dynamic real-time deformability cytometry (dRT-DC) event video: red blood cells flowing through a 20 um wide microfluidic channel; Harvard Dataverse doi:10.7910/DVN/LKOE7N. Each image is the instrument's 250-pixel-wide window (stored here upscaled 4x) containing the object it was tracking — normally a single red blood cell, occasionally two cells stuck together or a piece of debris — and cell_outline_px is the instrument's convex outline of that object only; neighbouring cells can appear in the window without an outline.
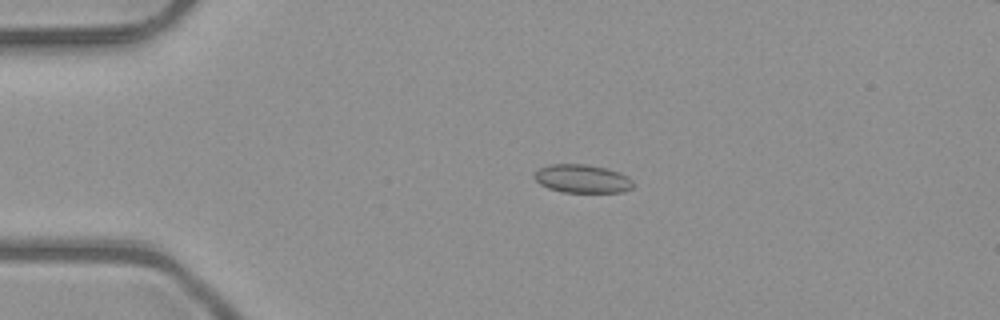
{"species": "common noctule bat (a hibernating species)", "species_latin": "Nyctalus noctula", "temperature_condition": "room temperature", "stored_images_in_passage": 51, "camera_frame_rate_fps": 3000, "um_per_image_px": 0.085, "animal": {"sex": "male", "body_mass_g": 23.1, "forearm_length_mm": 52.7}, "frame": {"image": 1, "passage_image": 11, "time_ms": 3.333, "image_size_px": [1000, 320], "cell_outline_px": [[632, 188], [624, 192], [564, 192], [548, 188], [540, 184], [532, 176], [532, 172], [548, 164], [588, 164], [620, 172], [628, 176], [632, 180]], "centroid_in_image_um": [49.46, 15.18], "position_along_channel_um": 35.5, "area_um2": 16.47}}
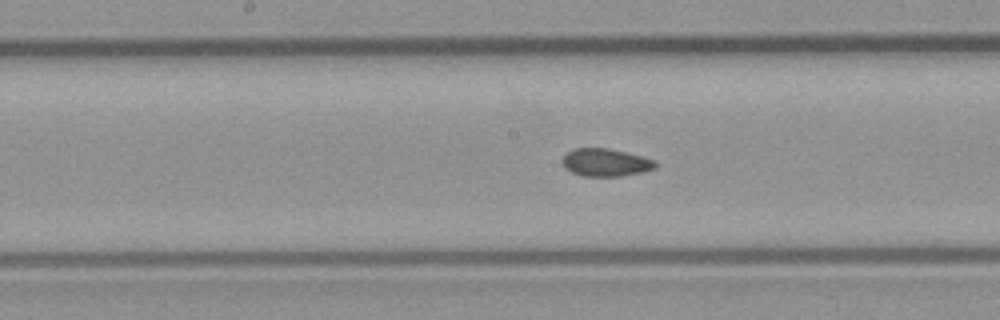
{"frame": {"image": 2, "passage_image": 26, "time_ms": 8.333, "image_size_px": [1000, 320], "cell_outline_px": [[656, 168], [640, 172], [620, 176], [584, 176], [572, 172], [564, 168], [560, 160], [568, 152], [576, 148], [608, 148], [656, 160]], "centroid_in_image_um": [51.44, 13.81], "position_along_channel_um": 196.8, "area_um2": 14.91}}
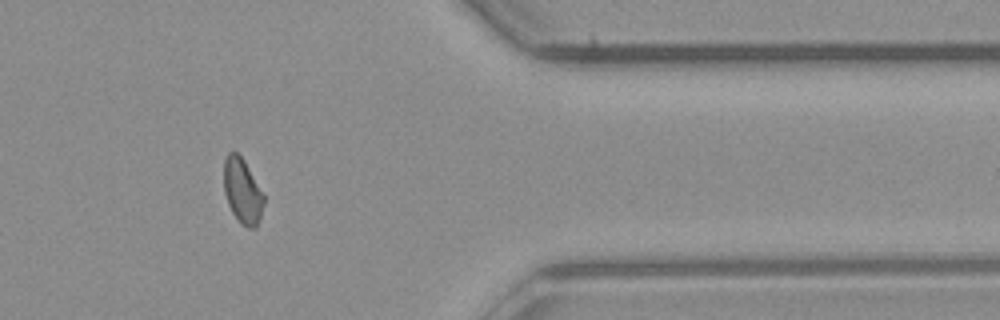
{"frame": {"image": 3, "passage_image": 42, "time_ms": 13.667, "image_size_px": [1000, 320], "cell_outline_px": [[264, 204], [260, 220], [256, 228], [248, 228], [240, 224], [232, 212], [228, 204], [224, 192], [224, 160], [228, 152], [236, 152], [244, 160], [264, 196]], "centroid_in_image_um": [20.6, 16.27], "position_along_channel_um": 390.8, "area_um2": 15.14}, "authors_computed_cell_mechanics": {"area_um2": 15.4326, "velocity_mm_per_s": 4.041, "shape_relaxation_time_tau1_ms": 5.4333, "shape_relaxation_time_tau2_ms": 2.1644, "deformation_change_tau1": 0.0897, "deformation_change_tau2": 0.0754}}